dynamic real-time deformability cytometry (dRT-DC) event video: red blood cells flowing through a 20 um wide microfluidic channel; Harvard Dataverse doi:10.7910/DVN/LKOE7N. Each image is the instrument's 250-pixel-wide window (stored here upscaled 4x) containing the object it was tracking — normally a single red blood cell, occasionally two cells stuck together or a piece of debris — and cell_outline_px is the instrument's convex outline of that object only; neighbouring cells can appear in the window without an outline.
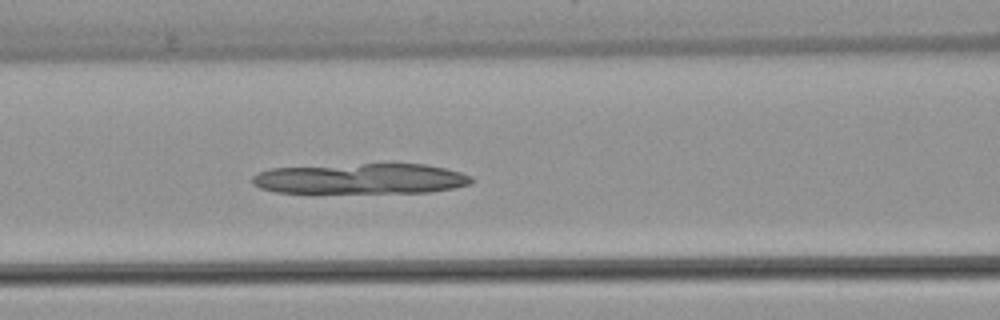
{"species": "common noctule bat (a hibernating species)", "species_latin": "Nyctalus noctula", "temperature_condition": "warm", "stored_images_in_passage": 42, "camera_frame_rate_fps": 3000, "um_per_image_px": 0.085, "animal": {"sex": "female", "body_mass_g": 22.7, "forearm_length_mm": 54.2}, "frame": {"image": 1, "passage_image": 16, "time_ms": 5.0, "image_size_px": [1000, 320], "cell_outline_px": [[472, 184], [456, 188], [428, 192], [276, 192], [260, 188], [252, 184], [252, 176], [256, 172], [272, 168], [364, 164], [428, 164], [460, 172], [472, 176]], "centroid_in_image_um": [30.68, 15.19], "position_along_channel_um": 135.9, "area_um2": 38.73}}
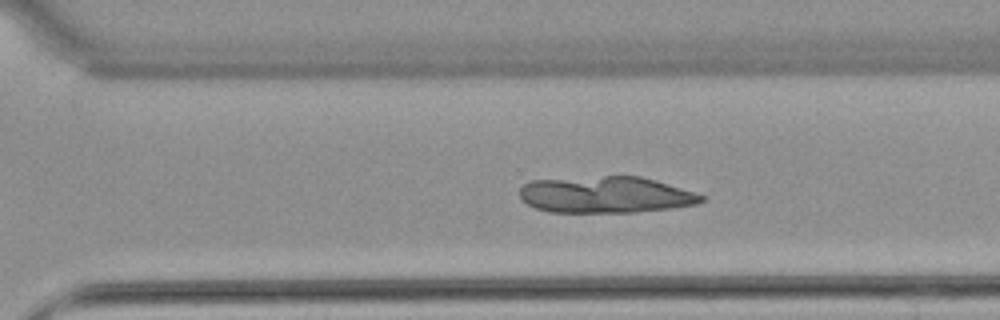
{"frame": {"image": 2, "passage_image": 30, "time_ms": 9.667, "image_size_px": [1000, 320], "cell_outline_px": [[704, 200], [696, 204], [672, 208], [636, 212], [548, 212], [536, 208], [528, 204], [520, 196], [520, 188], [524, 184], [532, 180], [604, 176], [640, 176], [656, 180], [696, 192], [704, 196]], "centroid_in_image_um": [51.51, 16.55], "position_along_channel_um": 319.1, "area_um2": 38.67}}